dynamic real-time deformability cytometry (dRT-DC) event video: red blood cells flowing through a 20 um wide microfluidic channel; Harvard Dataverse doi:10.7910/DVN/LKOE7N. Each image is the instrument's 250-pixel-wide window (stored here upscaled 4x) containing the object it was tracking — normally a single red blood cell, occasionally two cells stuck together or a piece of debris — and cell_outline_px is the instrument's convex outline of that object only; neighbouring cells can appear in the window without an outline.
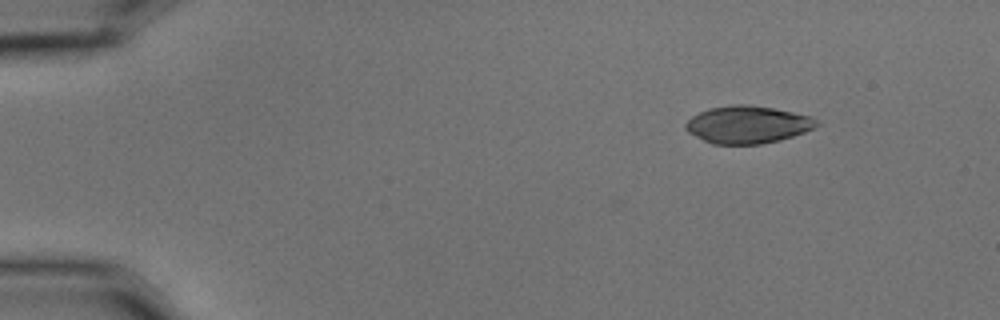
{"species": "common noctule bat (a hibernating species)", "species_latin": "Nyctalus noctula", "temperature_condition": "cold", "stored_images_in_passage": 2, "camera_frame_rate_fps": 3000, "um_per_image_px": 0.085, "animal": {"sex": "male", "body_mass_g": 15.6}, "frame": {"image": 1, "passage_image": 2, "time_ms": 0.333, "image_size_px": [1000, 320], "cell_outline_px": [[820, 124], [804, 132], [780, 140], [760, 144], [712, 144], [688, 132], [684, 128], [684, 124], [692, 116], [700, 112], [712, 108], [732, 104], [748, 104], [772, 108], [812, 116]], "centroid_in_image_um": [63.53, 10.59], "position_along_channel_um": 21.5, "area_um2": 28.44}}